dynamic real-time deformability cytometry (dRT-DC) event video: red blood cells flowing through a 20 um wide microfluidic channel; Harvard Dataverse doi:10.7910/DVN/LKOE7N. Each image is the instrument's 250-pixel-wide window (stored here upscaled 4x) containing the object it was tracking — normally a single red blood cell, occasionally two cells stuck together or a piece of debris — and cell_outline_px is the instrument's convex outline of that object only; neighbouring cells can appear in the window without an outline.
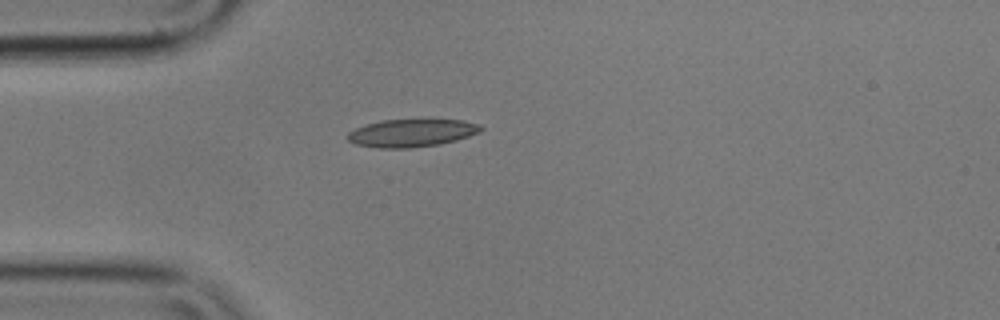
{"species": "common noctule bat (a hibernating species)", "species_latin": "Nyctalus noctula", "temperature_condition": "cold", "stored_images_in_passage": 42, "camera_frame_rate_fps": 3000, "um_per_image_px": 0.085, "animal": {"sex": "male", "body_mass_g": 17.9}, "frame": {"image": 1, "passage_image": 1, "time_ms": 0.0, "image_size_px": [1000, 320], "cell_outline_px": [[484, 128], [480, 132], [456, 140], [440, 144], [408, 148], [376, 148], [356, 144], [348, 140], [348, 132], [356, 128], [380, 120], [464, 120], [480, 124]], "centroid_in_image_um": [35.01, 11.3], "position_along_channel_um": 50.0, "area_um2": 21.44}}
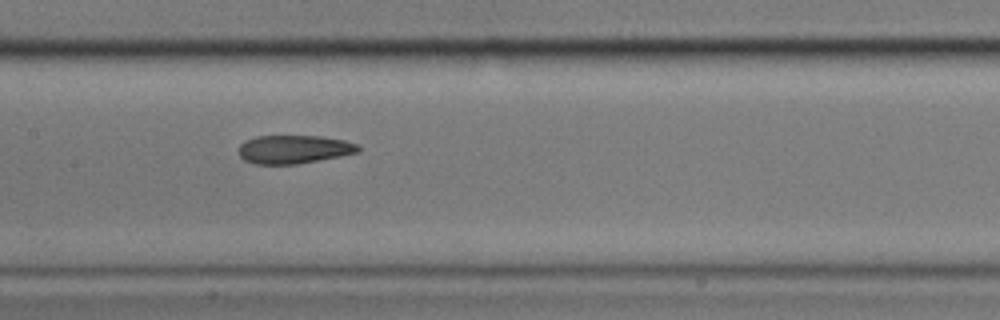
{"frame": {"image": 2, "passage_image": 13, "time_ms": 4.0, "image_size_px": [1000, 320], "cell_outline_px": [[360, 152], [340, 156], [296, 164], [256, 164], [244, 160], [240, 156], [240, 144], [256, 136], [320, 136], [344, 140], [356, 144], [360, 148]], "centroid_in_image_um": [24.99, 12.69], "position_along_channel_um": 182.4, "area_um2": 19.59}}
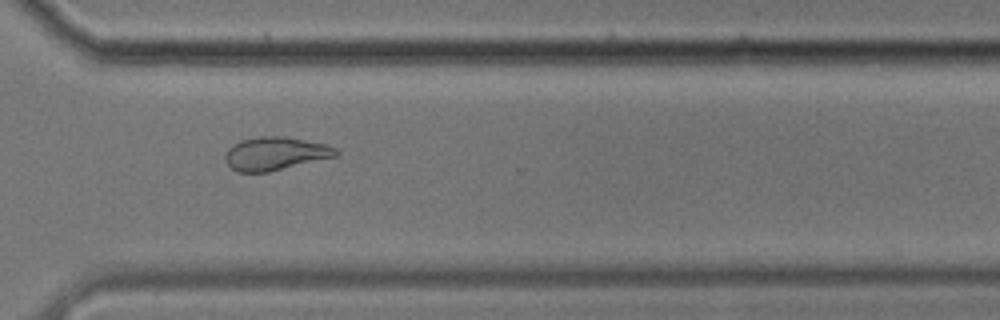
{"frame": {"image": 3, "passage_image": 27, "time_ms": 8.667, "image_size_px": [1000, 320], "cell_outline_px": [[340, 156], [268, 172], [236, 172], [224, 160], [224, 156], [228, 148], [232, 144], [240, 140], [256, 136], [284, 136], [324, 144], [336, 148], [340, 152]], "centroid_in_image_um": [23.4, 13.05], "position_along_channel_um": 347.2, "area_um2": 21.73}, "authors_computed_cell_mechanics": {"area_um2": 21.097, "velocity_mm_per_s": 3.5436, "shape_relaxation_time_tau1_ms": 8.8497, "shape_relaxation_time_tau2_ms": 1.5559, "deformation_change_tau1": 0.2195, "deformation_change_tau2": 0.0781}}